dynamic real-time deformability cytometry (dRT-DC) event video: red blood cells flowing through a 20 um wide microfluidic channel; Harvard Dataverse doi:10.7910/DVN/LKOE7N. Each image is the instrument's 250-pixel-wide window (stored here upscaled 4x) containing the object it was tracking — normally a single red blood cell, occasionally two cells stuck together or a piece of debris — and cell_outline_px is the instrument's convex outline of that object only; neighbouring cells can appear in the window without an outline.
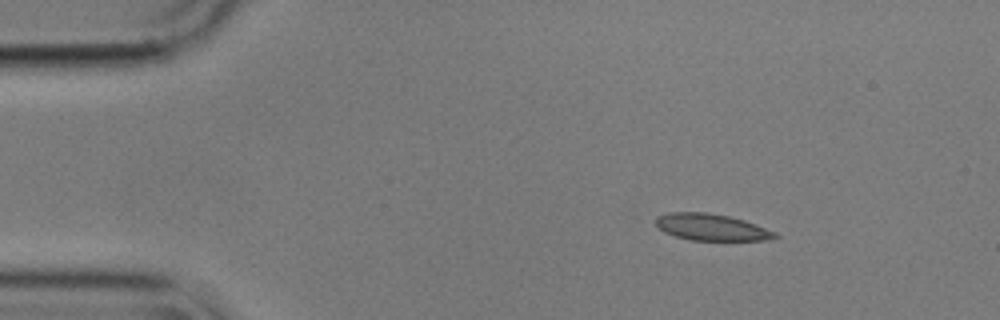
{"species": "common noctule bat (a hibernating species)", "species_latin": "Nyctalus noctula", "temperature_condition": "cold", "stored_images_in_passage": 49, "camera_frame_rate_fps": 3000, "um_per_image_px": 0.085, "animal": {"sex": "male", "body_mass_g": 17.9}, "frame": {"image": 1, "passage_image": 1, "time_ms": 0.0, "image_size_px": [1000, 320], "cell_outline_px": [[780, 236], [764, 240], [692, 240], [676, 236], [664, 232], [656, 224], [656, 216], [668, 212], [704, 212], [728, 216], [744, 220], [776, 232]], "centroid_in_image_um": [60.45, 19.3], "position_along_channel_um": 24.5, "area_um2": 18.32}}
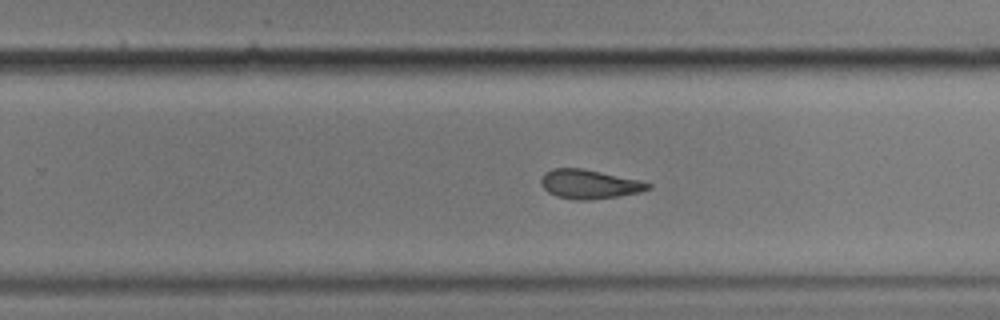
{"frame": {"image": 2, "passage_image": 28, "time_ms": 9.0, "image_size_px": [1000, 320], "cell_outline_px": [[652, 188], [640, 192], [616, 196], [588, 200], [576, 200], [556, 196], [548, 192], [540, 184], [540, 180], [544, 172], [552, 168], [580, 168], [640, 180], [652, 184]], "centroid_in_image_um": [50.07, 15.65], "position_along_channel_um": 279.7, "area_um2": 18.09}}
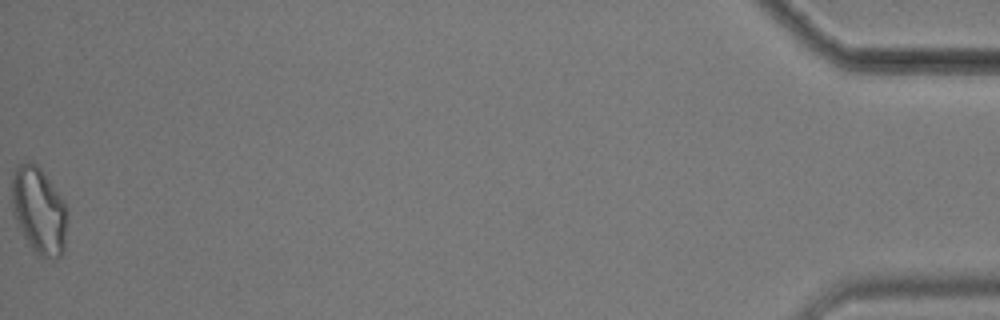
{"frame": {"image": 3, "passage_image": 49, "time_ms": 16.0, "image_size_px": [1000, 320], "cell_outline_px": [[68, 212], [64, 252], [60, 256], [52, 260], [40, 256], [28, 244], [12, 212], [12, 176], [16, 168], [20, 164], [28, 160], [32, 160], [40, 168], [64, 200]], "centroid_in_image_um": [3.33, 17.9], "position_along_channel_um": 431.9, "area_um2": 28.26}, "authors_computed_cell_mechanics": {"area_um2": 19.3052, "velocity_mm_per_s": 3.5623, "shape_relaxation_time_tau1_ms": null, "shape_relaxation_time_tau2_ms": 3.6685, "deformation_change_tau1": null, "deformation_change_tau2": 0.1048}}